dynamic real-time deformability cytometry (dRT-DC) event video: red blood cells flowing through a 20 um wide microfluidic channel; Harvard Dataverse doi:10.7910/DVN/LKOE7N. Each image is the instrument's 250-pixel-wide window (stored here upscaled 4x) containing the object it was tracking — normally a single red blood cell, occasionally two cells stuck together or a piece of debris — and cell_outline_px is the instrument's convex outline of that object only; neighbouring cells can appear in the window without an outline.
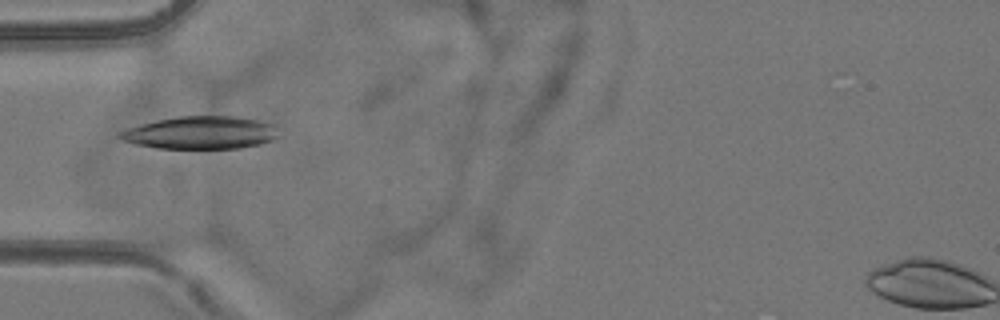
{"species": "common noctule bat (a hibernating species)", "species_latin": "Nyctalus noctula", "temperature_condition": "room temperature", "stored_images_in_passage": 4, "camera_frame_rate_fps": 3000, "um_per_image_px": 0.085, "animal": {"sex": "female", "body_mass_g": 24.6, "forearm_length_mm": 56.2}, "frame": {"image": 1, "passage_image": 1, "time_ms": 0.0, "image_size_px": [1000, 320], "cell_outline_px": [[276, 136], [272, 140], [260, 144], [240, 148], [156, 148], [136, 144], [124, 140], [116, 136], [120, 132], [128, 128], [140, 124], [180, 116], [240, 116], [276, 124]], "centroid_in_image_um": [17.08, 11.27], "position_along_channel_um": 67.9, "area_um2": 30.11}}
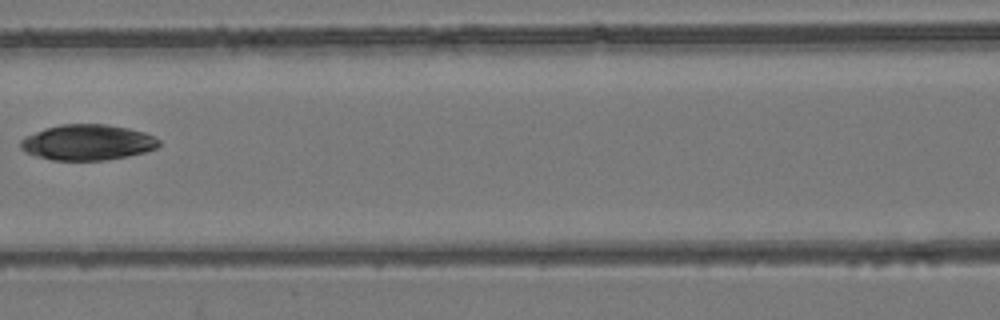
{"frame": {"image": 2, "passage_image": 3, "time_ms": 2.333, "image_size_px": [1000, 320], "cell_outline_px": [[160, 144], [156, 148], [144, 152], [128, 156], [104, 160], [52, 160], [36, 156], [24, 152], [20, 148], [20, 140], [24, 136], [44, 128], [60, 124], [108, 124], [128, 128], [144, 132], [160, 140]], "centroid_in_image_um": [7.4, 12.09], "position_along_channel_um": 159.2, "area_um2": 28.9}}
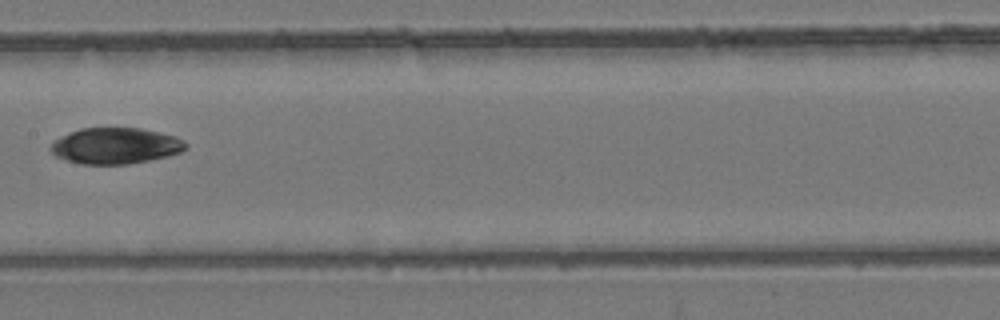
{"frame": {"image": 3, "passage_image": 4, "time_ms": 3.333, "image_size_px": [1000, 320], "cell_outline_px": [[188, 148], [180, 152], [168, 156], [128, 164], [80, 164], [56, 156], [48, 148], [52, 140], [60, 136], [80, 128], [140, 128], [176, 136], [184, 140], [188, 144]], "centroid_in_image_um": [9.81, 12.39], "position_along_channel_um": 197.6, "area_um2": 28.55}}